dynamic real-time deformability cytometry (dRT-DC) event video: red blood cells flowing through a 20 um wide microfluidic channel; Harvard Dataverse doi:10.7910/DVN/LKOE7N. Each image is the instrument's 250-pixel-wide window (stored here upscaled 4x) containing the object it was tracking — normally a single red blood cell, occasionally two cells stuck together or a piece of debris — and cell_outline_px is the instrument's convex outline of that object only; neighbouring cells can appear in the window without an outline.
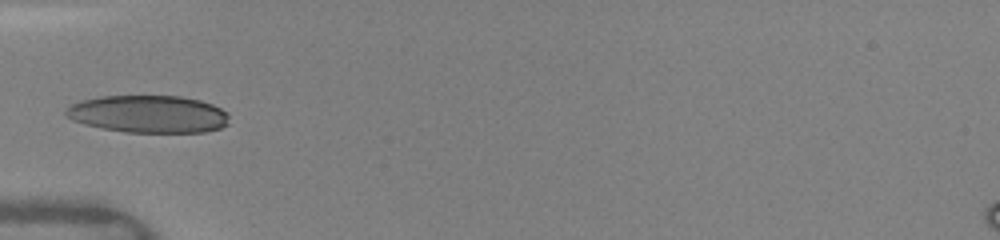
{"species": "human", "species_latin": "Homo sapiens", "temperature_condition": "warm", "stored_images_in_passage": 16, "camera_frame_rate_fps": 3000, "um_per_image_px": 0.085, "donor": {"sex": "female"}, "frame": {"image": 1, "passage_image": 8, "time_ms": 4.333, "image_size_px": [1000, 240], "cell_outline_px": [[228, 124], [220, 128], [204, 132], [124, 132], [100, 128], [84, 124], [72, 120], [64, 116], [64, 112], [72, 104], [80, 100], [100, 96], [180, 96], [200, 100], [212, 104], [228, 112]], "centroid_in_image_um": [12.59, 9.69], "position_along_channel_um": 72.4, "area_um2": 35.84}}
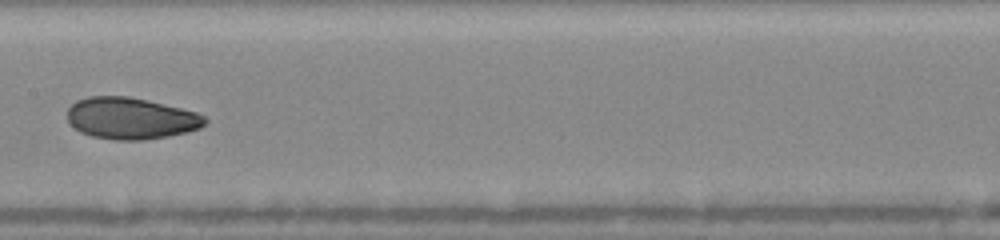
{"frame": {"image": 2, "passage_image": 13, "time_ms": 7.333, "image_size_px": [1000, 240], "cell_outline_px": [[208, 120], [200, 128], [188, 132], [168, 136], [144, 140], [116, 140], [92, 136], [80, 132], [68, 120], [68, 108], [76, 100], [88, 96], [128, 96], [148, 100], [196, 112], [204, 116]], "centroid_in_image_um": [11.13, 10.05], "position_along_channel_um": 196.3, "area_um2": 33.35}}